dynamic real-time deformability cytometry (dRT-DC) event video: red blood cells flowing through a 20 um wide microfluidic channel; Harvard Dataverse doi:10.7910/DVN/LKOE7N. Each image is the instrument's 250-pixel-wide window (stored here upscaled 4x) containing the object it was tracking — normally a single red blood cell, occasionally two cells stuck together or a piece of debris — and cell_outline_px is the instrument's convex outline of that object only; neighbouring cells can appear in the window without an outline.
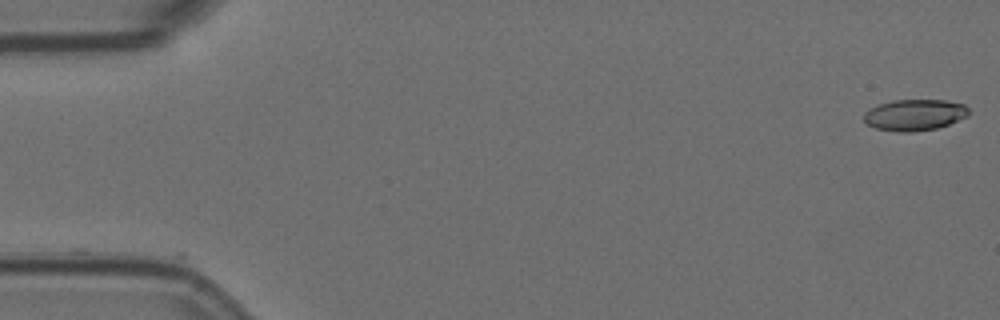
{"species": "Egyptian fruit bat (a non-hibernating species)", "species_latin": "Rousettus aegyptiacus", "temperature_condition": "room temperature", "stored_images_in_passage": 6, "camera_frame_rate_fps": 3000, "um_per_image_px": 0.085, "animal": {"sex": "female"}, "frame": {"image": 1, "passage_image": 1, "time_ms": 0.0, "image_size_px": [1000, 320], "cell_outline_px": [[972, 112], [968, 116], [948, 124], [936, 128], [912, 132], [896, 132], [876, 128], [868, 124], [864, 120], [864, 112], [868, 108], [892, 100], [944, 100], [964, 104]], "centroid_in_image_um": [77.75, 9.76], "position_along_channel_um": 7.3, "area_um2": 19.19}}
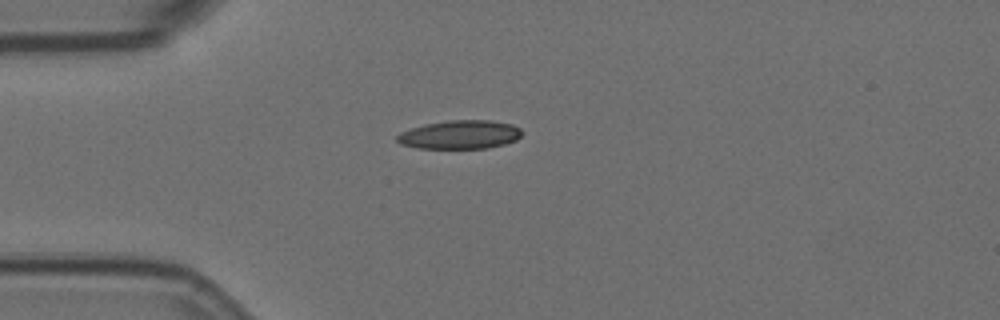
{"frame": {"image": 2, "passage_image": 5, "time_ms": 1.333, "image_size_px": [1000, 320], "cell_outline_px": [[524, 132], [516, 140], [504, 144], [488, 148], [416, 148], [400, 144], [396, 140], [396, 136], [400, 132], [424, 124], [448, 120], [492, 120], [512, 124], [520, 128]], "centroid_in_image_um": [39.1, 11.44], "position_along_channel_um": 45.9, "area_um2": 20.98}}